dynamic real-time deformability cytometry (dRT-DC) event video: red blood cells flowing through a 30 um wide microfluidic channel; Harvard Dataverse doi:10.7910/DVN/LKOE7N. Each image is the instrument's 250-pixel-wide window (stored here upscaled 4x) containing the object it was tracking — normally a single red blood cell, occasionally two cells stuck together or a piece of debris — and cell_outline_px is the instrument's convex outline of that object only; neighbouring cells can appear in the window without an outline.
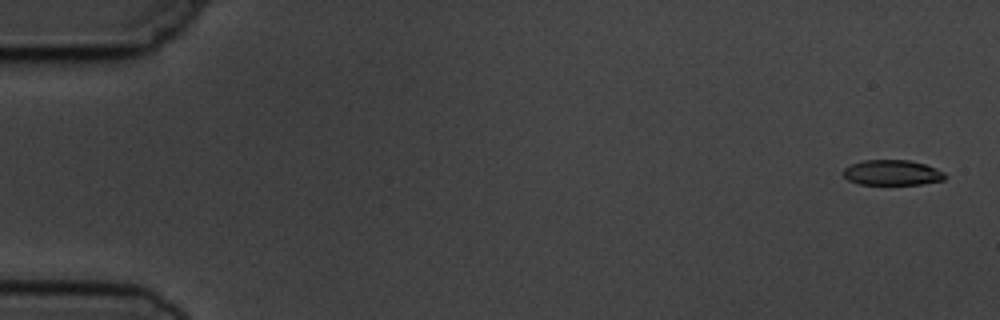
{"species": "common noctule bat (a hibernating species)", "species_latin": "Nyctalus noctula", "temperature_condition": "cold", "stored_images_in_passage": 5, "camera_frame_rate_fps": 3000, "um_per_image_px": 0.085, "animal": {"sex": "male", "body_mass_g": 19.5, "forearm_length_mm": 54.6}, "frame": {"image": 1, "passage_image": 1, "time_ms": 0.0, "image_size_px": [1000, 320], "cell_outline_px": [[948, 176], [944, 180], [920, 184], [860, 184], [848, 180], [840, 172], [844, 168], [852, 164], [864, 160], [908, 160], [924, 164], [936, 168], [944, 172]], "centroid_in_image_um": [75.83, 14.67], "position_along_channel_um": 9.2, "area_um2": 15.03}}
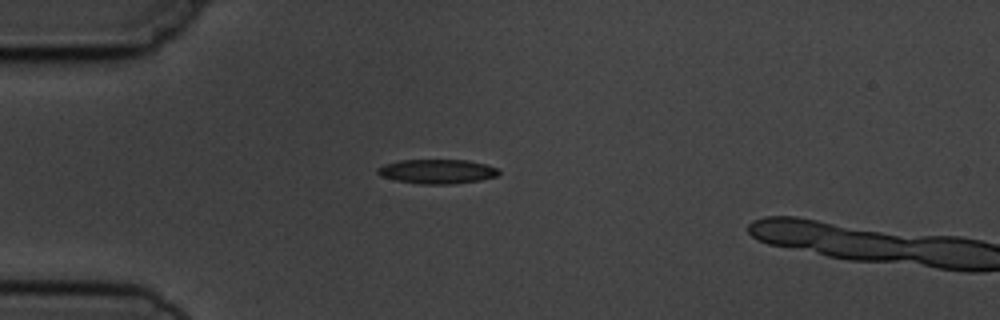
{"frame": {"image": 2, "passage_image": 4, "time_ms": 4.333, "image_size_px": [1000, 320], "cell_outline_px": [[500, 172], [496, 176], [480, 180], [452, 184], [420, 184], [396, 180], [380, 176], [376, 172], [376, 168], [384, 164], [400, 160], [468, 160], [484, 164], [496, 168]], "centroid_in_image_um": [37.11, 14.57], "position_along_channel_um": 47.9, "area_um2": 17.17}}